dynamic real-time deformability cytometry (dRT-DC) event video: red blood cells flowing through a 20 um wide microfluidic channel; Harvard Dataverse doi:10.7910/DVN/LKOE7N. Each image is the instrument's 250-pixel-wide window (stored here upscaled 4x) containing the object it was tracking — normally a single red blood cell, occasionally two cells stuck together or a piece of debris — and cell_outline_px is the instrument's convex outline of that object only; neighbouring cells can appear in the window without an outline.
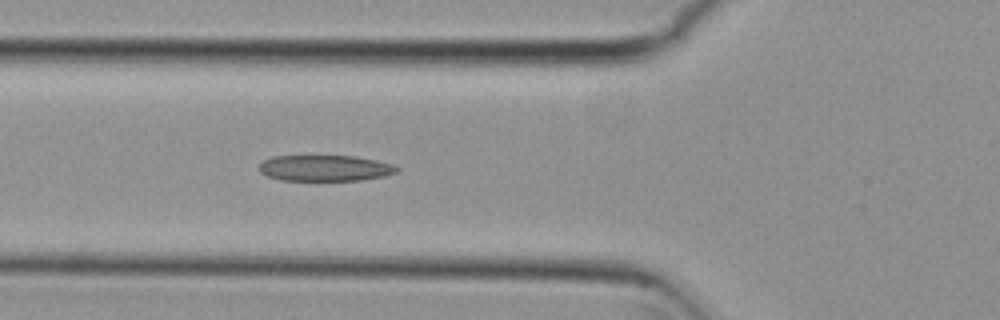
{"species": "common noctule bat (a hibernating species)", "species_latin": "Nyctalus noctula", "temperature_condition": "cold", "stored_images_in_passage": 2, "camera_frame_rate_fps": 3000, "um_per_image_px": 0.085, "animal": {"sex": "female", "body_mass_g": 29.2, "forearm_length_mm": 56.3}, "frame": {"image": 1, "passage_image": 2, "time_ms": 0.333, "image_size_px": [1000, 320], "cell_outline_px": [[400, 172], [384, 176], [360, 180], [280, 180], [268, 176], [260, 172], [256, 168], [264, 160], [272, 156], [352, 156], [376, 160], [392, 164], [400, 168]], "centroid_in_image_um": [27.62, 14.29], "position_along_channel_um": 98.2, "area_um2": 20.92}}